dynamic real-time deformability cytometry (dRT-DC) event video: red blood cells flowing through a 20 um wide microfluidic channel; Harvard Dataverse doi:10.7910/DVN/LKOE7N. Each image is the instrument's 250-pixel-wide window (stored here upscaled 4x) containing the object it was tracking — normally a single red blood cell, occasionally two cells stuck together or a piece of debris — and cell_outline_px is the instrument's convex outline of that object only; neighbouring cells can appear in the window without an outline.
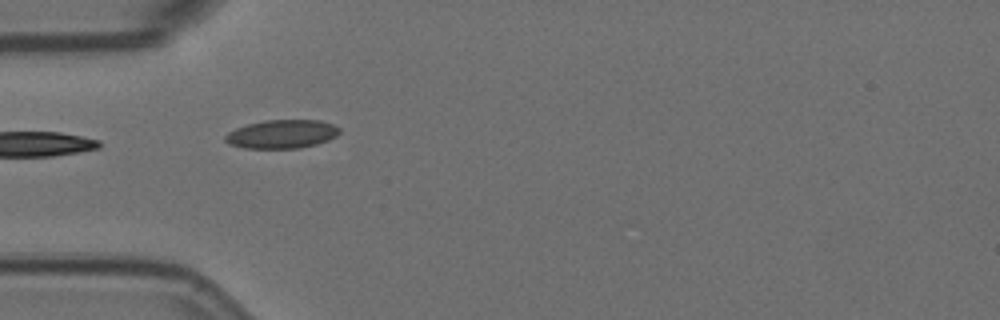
{"species": "Egyptian fruit bat (a non-hibernating species)", "species_latin": "Rousettus aegyptiacus", "temperature_condition": "room temperature", "stored_images_in_passage": 2, "camera_frame_rate_fps": 3000, "um_per_image_px": 0.085, "animal": {"sex": "female"}, "frame": {"image": 1, "passage_image": 1, "time_ms": 0.0, "image_size_px": [1000, 320], "cell_outline_px": [[340, 132], [336, 136], [328, 140], [316, 144], [300, 148], [244, 148], [228, 144], [224, 140], [224, 136], [228, 132], [236, 128], [248, 124], [264, 120], [320, 120], [332, 124], [340, 128]], "centroid_in_image_um": [23.94, 11.4], "position_along_channel_um": 61.1, "area_um2": 19.07}}